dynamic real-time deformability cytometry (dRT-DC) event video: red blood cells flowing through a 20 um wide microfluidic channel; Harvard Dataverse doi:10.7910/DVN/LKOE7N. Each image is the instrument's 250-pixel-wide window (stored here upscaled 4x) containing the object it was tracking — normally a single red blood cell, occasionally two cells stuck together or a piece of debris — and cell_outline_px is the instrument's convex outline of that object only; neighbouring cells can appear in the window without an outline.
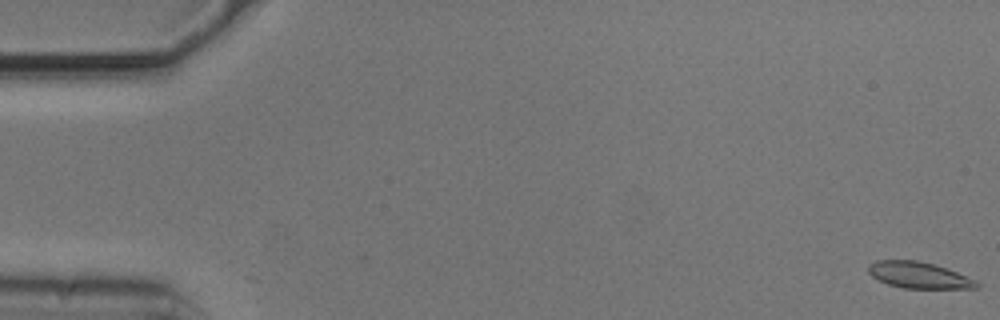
{"species": "common noctule bat (a hibernating species)", "species_latin": "Nyctalus noctula", "temperature_condition": "cold", "stored_images_in_passage": 55, "camera_frame_rate_fps": 3000, "um_per_image_px": 0.085, "animal": {"sex": "male", "body_mass_g": 20.5, "forearm_length_mm": 52.5}, "frame": {"image": 1, "passage_image": 1, "time_ms": 0.0, "image_size_px": [1000, 320], "cell_outline_px": [[980, 284], [976, 288], [904, 288], [888, 284], [872, 276], [868, 272], [868, 264], [876, 260], [916, 260], [932, 264], [956, 272], [976, 280]], "centroid_in_image_um": [78.07, 23.38], "position_along_channel_um": 6.9, "area_um2": 16.36}}
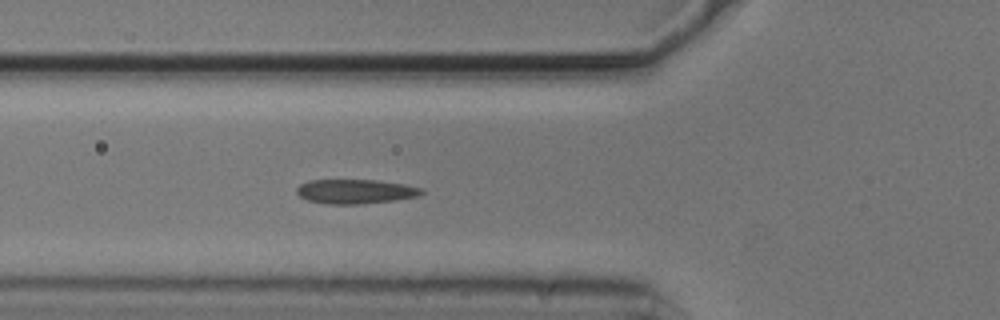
{"frame": {"image": 2, "passage_image": 20, "time_ms": 6.333, "image_size_px": [1000, 320], "cell_outline_px": [[424, 192], [420, 196], [396, 200], [356, 204], [328, 204], [308, 200], [300, 196], [296, 192], [296, 188], [300, 184], [308, 180], [376, 180], [404, 184], [424, 188]], "centroid_in_image_um": [30.24, 16.27], "position_along_channel_um": 95.6, "area_um2": 17.8}}
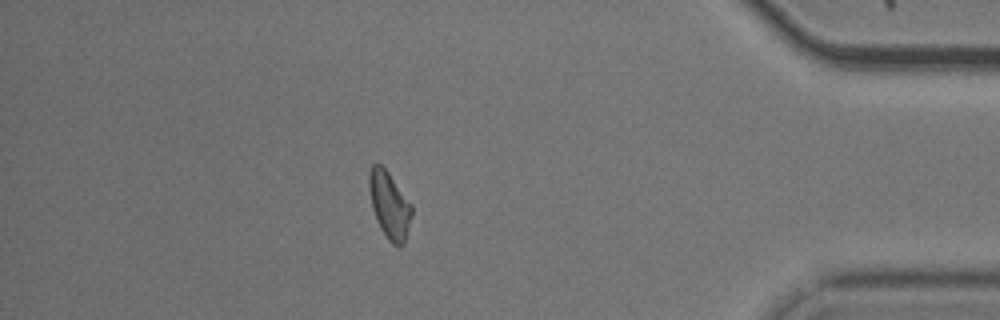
{"frame": {"image": 3, "passage_image": 48, "time_ms": 15.667, "image_size_px": [1000, 320], "cell_outline_px": [[412, 212], [404, 244], [400, 248], [396, 248], [388, 240], [380, 228], [376, 220], [372, 208], [368, 188], [368, 172], [372, 164], [380, 164], [388, 172], [412, 204]], "centroid_in_image_um": [33.08, 17.45], "position_along_channel_um": 402.1, "area_um2": 16.82}, "authors_computed_cell_mechanics": {"area_um2": 17.1088, "velocity_mm_per_s": 3.7105, "shape_relaxation_time_tau1_ms": null, "shape_relaxation_time_tau2_ms": 4.2665, "deformation_change_tau1": null, "deformation_change_tau2": 0.0987}}